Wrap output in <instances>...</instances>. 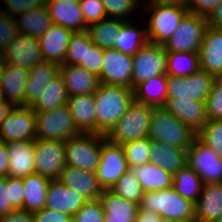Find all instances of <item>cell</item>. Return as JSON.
I'll use <instances>...</instances> for the list:
<instances>
[{"mask_svg": "<svg viewBox=\"0 0 222 222\" xmlns=\"http://www.w3.org/2000/svg\"><path fill=\"white\" fill-rule=\"evenodd\" d=\"M19 35L39 39L53 24L47 6L35 8L14 17Z\"/></svg>", "mask_w": 222, "mask_h": 222, "instance_id": "32", "label": "cell"}, {"mask_svg": "<svg viewBox=\"0 0 222 222\" xmlns=\"http://www.w3.org/2000/svg\"><path fill=\"white\" fill-rule=\"evenodd\" d=\"M9 169V150L6 143L0 142V176L7 177Z\"/></svg>", "mask_w": 222, "mask_h": 222, "instance_id": "56", "label": "cell"}, {"mask_svg": "<svg viewBox=\"0 0 222 222\" xmlns=\"http://www.w3.org/2000/svg\"><path fill=\"white\" fill-rule=\"evenodd\" d=\"M197 138L222 159V120H210L197 133Z\"/></svg>", "mask_w": 222, "mask_h": 222, "instance_id": "44", "label": "cell"}, {"mask_svg": "<svg viewBox=\"0 0 222 222\" xmlns=\"http://www.w3.org/2000/svg\"><path fill=\"white\" fill-rule=\"evenodd\" d=\"M18 35L15 19L0 11V51L3 52Z\"/></svg>", "mask_w": 222, "mask_h": 222, "instance_id": "49", "label": "cell"}, {"mask_svg": "<svg viewBox=\"0 0 222 222\" xmlns=\"http://www.w3.org/2000/svg\"><path fill=\"white\" fill-rule=\"evenodd\" d=\"M147 1H146V3L177 6V7H186V0H147Z\"/></svg>", "mask_w": 222, "mask_h": 222, "instance_id": "60", "label": "cell"}, {"mask_svg": "<svg viewBox=\"0 0 222 222\" xmlns=\"http://www.w3.org/2000/svg\"><path fill=\"white\" fill-rule=\"evenodd\" d=\"M13 108L14 106L12 104L8 103L7 101H5L3 98L0 97V128L2 122L10 114Z\"/></svg>", "mask_w": 222, "mask_h": 222, "instance_id": "59", "label": "cell"}, {"mask_svg": "<svg viewBox=\"0 0 222 222\" xmlns=\"http://www.w3.org/2000/svg\"><path fill=\"white\" fill-rule=\"evenodd\" d=\"M59 70L60 65L51 62H43L29 70L25 86V107H30L38 99L46 85L59 74Z\"/></svg>", "mask_w": 222, "mask_h": 222, "instance_id": "29", "label": "cell"}, {"mask_svg": "<svg viewBox=\"0 0 222 222\" xmlns=\"http://www.w3.org/2000/svg\"><path fill=\"white\" fill-rule=\"evenodd\" d=\"M151 143L152 140L149 137H145L122 144L128 167L139 166L149 162Z\"/></svg>", "mask_w": 222, "mask_h": 222, "instance_id": "41", "label": "cell"}, {"mask_svg": "<svg viewBox=\"0 0 222 222\" xmlns=\"http://www.w3.org/2000/svg\"><path fill=\"white\" fill-rule=\"evenodd\" d=\"M124 22L120 19L105 18L90 24L87 27V32L94 45L101 49L113 48Z\"/></svg>", "mask_w": 222, "mask_h": 222, "instance_id": "37", "label": "cell"}, {"mask_svg": "<svg viewBox=\"0 0 222 222\" xmlns=\"http://www.w3.org/2000/svg\"><path fill=\"white\" fill-rule=\"evenodd\" d=\"M215 79L202 69L186 77L167 75V97L206 102Z\"/></svg>", "mask_w": 222, "mask_h": 222, "instance_id": "9", "label": "cell"}, {"mask_svg": "<svg viewBox=\"0 0 222 222\" xmlns=\"http://www.w3.org/2000/svg\"><path fill=\"white\" fill-rule=\"evenodd\" d=\"M207 26V18L187 12L172 36L163 44L166 52L198 53Z\"/></svg>", "mask_w": 222, "mask_h": 222, "instance_id": "8", "label": "cell"}, {"mask_svg": "<svg viewBox=\"0 0 222 222\" xmlns=\"http://www.w3.org/2000/svg\"><path fill=\"white\" fill-rule=\"evenodd\" d=\"M6 188L8 189L9 202L15 210H23V181L22 178L6 177Z\"/></svg>", "mask_w": 222, "mask_h": 222, "instance_id": "50", "label": "cell"}, {"mask_svg": "<svg viewBox=\"0 0 222 222\" xmlns=\"http://www.w3.org/2000/svg\"><path fill=\"white\" fill-rule=\"evenodd\" d=\"M59 73L68 96L94 94L100 85L99 76L82 66L62 64Z\"/></svg>", "mask_w": 222, "mask_h": 222, "instance_id": "22", "label": "cell"}, {"mask_svg": "<svg viewBox=\"0 0 222 222\" xmlns=\"http://www.w3.org/2000/svg\"><path fill=\"white\" fill-rule=\"evenodd\" d=\"M128 170L122 145L112 143L105 138L102 142L100 161L95 171L99 186L103 190L111 189Z\"/></svg>", "mask_w": 222, "mask_h": 222, "instance_id": "11", "label": "cell"}, {"mask_svg": "<svg viewBox=\"0 0 222 222\" xmlns=\"http://www.w3.org/2000/svg\"><path fill=\"white\" fill-rule=\"evenodd\" d=\"M161 220L157 213L138 210L135 222H161Z\"/></svg>", "mask_w": 222, "mask_h": 222, "instance_id": "58", "label": "cell"}, {"mask_svg": "<svg viewBox=\"0 0 222 222\" xmlns=\"http://www.w3.org/2000/svg\"><path fill=\"white\" fill-rule=\"evenodd\" d=\"M99 199L103 207L105 220L136 219L138 204L120 197L110 189L103 190Z\"/></svg>", "mask_w": 222, "mask_h": 222, "instance_id": "34", "label": "cell"}, {"mask_svg": "<svg viewBox=\"0 0 222 222\" xmlns=\"http://www.w3.org/2000/svg\"><path fill=\"white\" fill-rule=\"evenodd\" d=\"M158 75H167V52L163 45L148 42L133 55L132 89Z\"/></svg>", "mask_w": 222, "mask_h": 222, "instance_id": "10", "label": "cell"}, {"mask_svg": "<svg viewBox=\"0 0 222 222\" xmlns=\"http://www.w3.org/2000/svg\"><path fill=\"white\" fill-rule=\"evenodd\" d=\"M222 215V183L204 184L195 202V222H214Z\"/></svg>", "mask_w": 222, "mask_h": 222, "instance_id": "26", "label": "cell"}, {"mask_svg": "<svg viewBox=\"0 0 222 222\" xmlns=\"http://www.w3.org/2000/svg\"><path fill=\"white\" fill-rule=\"evenodd\" d=\"M143 0L145 10L149 12L148 23L146 24L148 41L153 44L163 45L172 36L179 26L183 16L188 12L186 7H177L169 5H159L146 3Z\"/></svg>", "mask_w": 222, "mask_h": 222, "instance_id": "5", "label": "cell"}, {"mask_svg": "<svg viewBox=\"0 0 222 222\" xmlns=\"http://www.w3.org/2000/svg\"><path fill=\"white\" fill-rule=\"evenodd\" d=\"M200 69L222 76V29L207 26L198 51Z\"/></svg>", "mask_w": 222, "mask_h": 222, "instance_id": "19", "label": "cell"}, {"mask_svg": "<svg viewBox=\"0 0 222 222\" xmlns=\"http://www.w3.org/2000/svg\"><path fill=\"white\" fill-rule=\"evenodd\" d=\"M138 210L157 213L162 219L195 221V203L182 197L173 187L145 192Z\"/></svg>", "mask_w": 222, "mask_h": 222, "instance_id": "2", "label": "cell"}, {"mask_svg": "<svg viewBox=\"0 0 222 222\" xmlns=\"http://www.w3.org/2000/svg\"><path fill=\"white\" fill-rule=\"evenodd\" d=\"M208 121L222 120V79L217 77L205 102Z\"/></svg>", "mask_w": 222, "mask_h": 222, "instance_id": "45", "label": "cell"}, {"mask_svg": "<svg viewBox=\"0 0 222 222\" xmlns=\"http://www.w3.org/2000/svg\"><path fill=\"white\" fill-rule=\"evenodd\" d=\"M133 55L123 54L117 49H104L100 83L132 89Z\"/></svg>", "mask_w": 222, "mask_h": 222, "instance_id": "14", "label": "cell"}, {"mask_svg": "<svg viewBox=\"0 0 222 222\" xmlns=\"http://www.w3.org/2000/svg\"><path fill=\"white\" fill-rule=\"evenodd\" d=\"M72 33V30L61 25H51L38 39L44 62L64 64L67 46Z\"/></svg>", "mask_w": 222, "mask_h": 222, "instance_id": "21", "label": "cell"}, {"mask_svg": "<svg viewBox=\"0 0 222 222\" xmlns=\"http://www.w3.org/2000/svg\"><path fill=\"white\" fill-rule=\"evenodd\" d=\"M69 96L60 73L45 87L38 99L30 106L34 112L53 110L67 104Z\"/></svg>", "mask_w": 222, "mask_h": 222, "instance_id": "35", "label": "cell"}, {"mask_svg": "<svg viewBox=\"0 0 222 222\" xmlns=\"http://www.w3.org/2000/svg\"><path fill=\"white\" fill-rule=\"evenodd\" d=\"M153 106L133 101L126 113L105 135L115 144H124L149 136L150 120Z\"/></svg>", "mask_w": 222, "mask_h": 222, "instance_id": "4", "label": "cell"}, {"mask_svg": "<svg viewBox=\"0 0 222 222\" xmlns=\"http://www.w3.org/2000/svg\"><path fill=\"white\" fill-rule=\"evenodd\" d=\"M47 1H56V2H60V1H75V2H79L80 0H47Z\"/></svg>", "mask_w": 222, "mask_h": 222, "instance_id": "63", "label": "cell"}, {"mask_svg": "<svg viewBox=\"0 0 222 222\" xmlns=\"http://www.w3.org/2000/svg\"><path fill=\"white\" fill-rule=\"evenodd\" d=\"M46 6L53 24L61 25L73 32L87 31L79 2L47 1Z\"/></svg>", "mask_w": 222, "mask_h": 222, "instance_id": "27", "label": "cell"}, {"mask_svg": "<svg viewBox=\"0 0 222 222\" xmlns=\"http://www.w3.org/2000/svg\"><path fill=\"white\" fill-rule=\"evenodd\" d=\"M79 6L87 27L107 18L102 0H80Z\"/></svg>", "mask_w": 222, "mask_h": 222, "instance_id": "47", "label": "cell"}, {"mask_svg": "<svg viewBox=\"0 0 222 222\" xmlns=\"http://www.w3.org/2000/svg\"><path fill=\"white\" fill-rule=\"evenodd\" d=\"M3 2L6 9L0 11L14 18L29 10L46 6L47 0H3Z\"/></svg>", "mask_w": 222, "mask_h": 222, "instance_id": "48", "label": "cell"}, {"mask_svg": "<svg viewBox=\"0 0 222 222\" xmlns=\"http://www.w3.org/2000/svg\"><path fill=\"white\" fill-rule=\"evenodd\" d=\"M105 222H135V220H105Z\"/></svg>", "mask_w": 222, "mask_h": 222, "instance_id": "62", "label": "cell"}, {"mask_svg": "<svg viewBox=\"0 0 222 222\" xmlns=\"http://www.w3.org/2000/svg\"><path fill=\"white\" fill-rule=\"evenodd\" d=\"M222 0H186L188 12L208 18Z\"/></svg>", "mask_w": 222, "mask_h": 222, "instance_id": "52", "label": "cell"}, {"mask_svg": "<svg viewBox=\"0 0 222 222\" xmlns=\"http://www.w3.org/2000/svg\"><path fill=\"white\" fill-rule=\"evenodd\" d=\"M72 222H105L100 199L88 200L73 216Z\"/></svg>", "mask_w": 222, "mask_h": 222, "instance_id": "46", "label": "cell"}, {"mask_svg": "<svg viewBox=\"0 0 222 222\" xmlns=\"http://www.w3.org/2000/svg\"><path fill=\"white\" fill-rule=\"evenodd\" d=\"M2 62L9 65L32 69L44 62L39 40L25 35H18L2 52Z\"/></svg>", "mask_w": 222, "mask_h": 222, "instance_id": "16", "label": "cell"}, {"mask_svg": "<svg viewBox=\"0 0 222 222\" xmlns=\"http://www.w3.org/2000/svg\"><path fill=\"white\" fill-rule=\"evenodd\" d=\"M129 171L137 178L144 193L156 192L172 187L173 175L151 162L139 166H131Z\"/></svg>", "mask_w": 222, "mask_h": 222, "instance_id": "30", "label": "cell"}, {"mask_svg": "<svg viewBox=\"0 0 222 222\" xmlns=\"http://www.w3.org/2000/svg\"><path fill=\"white\" fill-rule=\"evenodd\" d=\"M35 173L51 180L59 179L66 166L65 142L58 140H34Z\"/></svg>", "mask_w": 222, "mask_h": 222, "instance_id": "12", "label": "cell"}, {"mask_svg": "<svg viewBox=\"0 0 222 222\" xmlns=\"http://www.w3.org/2000/svg\"><path fill=\"white\" fill-rule=\"evenodd\" d=\"M132 21H125L122 24L121 31L113 47L123 54L128 55H134L149 42L146 27H138L139 25L134 24V20Z\"/></svg>", "mask_w": 222, "mask_h": 222, "instance_id": "36", "label": "cell"}, {"mask_svg": "<svg viewBox=\"0 0 222 222\" xmlns=\"http://www.w3.org/2000/svg\"><path fill=\"white\" fill-rule=\"evenodd\" d=\"M103 52L104 49L97 45L86 47L85 65L83 67L99 76L103 65Z\"/></svg>", "mask_w": 222, "mask_h": 222, "instance_id": "51", "label": "cell"}, {"mask_svg": "<svg viewBox=\"0 0 222 222\" xmlns=\"http://www.w3.org/2000/svg\"><path fill=\"white\" fill-rule=\"evenodd\" d=\"M34 113L37 139L66 142L81 134L74 124L67 104L53 110Z\"/></svg>", "mask_w": 222, "mask_h": 222, "instance_id": "6", "label": "cell"}, {"mask_svg": "<svg viewBox=\"0 0 222 222\" xmlns=\"http://www.w3.org/2000/svg\"><path fill=\"white\" fill-rule=\"evenodd\" d=\"M187 165L204 184L222 183V159L197 137L187 150Z\"/></svg>", "mask_w": 222, "mask_h": 222, "instance_id": "13", "label": "cell"}, {"mask_svg": "<svg viewBox=\"0 0 222 222\" xmlns=\"http://www.w3.org/2000/svg\"><path fill=\"white\" fill-rule=\"evenodd\" d=\"M23 210L35 213L42 210L46 203V194L51 179L34 173L22 178Z\"/></svg>", "mask_w": 222, "mask_h": 222, "instance_id": "31", "label": "cell"}, {"mask_svg": "<svg viewBox=\"0 0 222 222\" xmlns=\"http://www.w3.org/2000/svg\"><path fill=\"white\" fill-rule=\"evenodd\" d=\"M8 199L9 194L6 188V177L0 176V217L15 210Z\"/></svg>", "mask_w": 222, "mask_h": 222, "instance_id": "54", "label": "cell"}, {"mask_svg": "<svg viewBox=\"0 0 222 222\" xmlns=\"http://www.w3.org/2000/svg\"><path fill=\"white\" fill-rule=\"evenodd\" d=\"M0 222H34L33 213L18 209L0 217Z\"/></svg>", "mask_w": 222, "mask_h": 222, "instance_id": "55", "label": "cell"}, {"mask_svg": "<svg viewBox=\"0 0 222 222\" xmlns=\"http://www.w3.org/2000/svg\"><path fill=\"white\" fill-rule=\"evenodd\" d=\"M94 43L91 41L87 31L73 32L67 46L64 64L69 65H85L86 47H92Z\"/></svg>", "mask_w": 222, "mask_h": 222, "instance_id": "40", "label": "cell"}, {"mask_svg": "<svg viewBox=\"0 0 222 222\" xmlns=\"http://www.w3.org/2000/svg\"><path fill=\"white\" fill-rule=\"evenodd\" d=\"M142 0H102L107 18L131 21V14L140 7Z\"/></svg>", "mask_w": 222, "mask_h": 222, "instance_id": "43", "label": "cell"}, {"mask_svg": "<svg viewBox=\"0 0 222 222\" xmlns=\"http://www.w3.org/2000/svg\"><path fill=\"white\" fill-rule=\"evenodd\" d=\"M36 138L34 111L30 107H14L2 122L0 142L34 141Z\"/></svg>", "mask_w": 222, "mask_h": 222, "instance_id": "15", "label": "cell"}, {"mask_svg": "<svg viewBox=\"0 0 222 222\" xmlns=\"http://www.w3.org/2000/svg\"><path fill=\"white\" fill-rule=\"evenodd\" d=\"M9 150L8 176L24 178L35 173L34 141L6 142Z\"/></svg>", "mask_w": 222, "mask_h": 222, "instance_id": "24", "label": "cell"}, {"mask_svg": "<svg viewBox=\"0 0 222 222\" xmlns=\"http://www.w3.org/2000/svg\"><path fill=\"white\" fill-rule=\"evenodd\" d=\"M162 107L196 134L208 122L205 102L167 97Z\"/></svg>", "mask_w": 222, "mask_h": 222, "instance_id": "18", "label": "cell"}, {"mask_svg": "<svg viewBox=\"0 0 222 222\" xmlns=\"http://www.w3.org/2000/svg\"><path fill=\"white\" fill-rule=\"evenodd\" d=\"M63 185L82 194L87 200L99 199L103 189L99 186L96 173L66 165L58 179Z\"/></svg>", "mask_w": 222, "mask_h": 222, "instance_id": "23", "label": "cell"}, {"mask_svg": "<svg viewBox=\"0 0 222 222\" xmlns=\"http://www.w3.org/2000/svg\"><path fill=\"white\" fill-rule=\"evenodd\" d=\"M161 222H195V221L174 220V219H162Z\"/></svg>", "mask_w": 222, "mask_h": 222, "instance_id": "61", "label": "cell"}, {"mask_svg": "<svg viewBox=\"0 0 222 222\" xmlns=\"http://www.w3.org/2000/svg\"><path fill=\"white\" fill-rule=\"evenodd\" d=\"M110 190L120 197L136 204H139L144 194L139 181L129 170L122 175Z\"/></svg>", "mask_w": 222, "mask_h": 222, "instance_id": "42", "label": "cell"}, {"mask_svg": "<svg viewBox=\"0 0 222 222\" xmlns=\"http://www.w3.org/2000/svg\"><path fill=\"white\" fill-rule=\"evenodd\" d=\"M0 64H2V52L0 51Z\"/></svg>", "mask_w": 222, "mask_h": 222, "instance_id": "65", "label": "cell"}, {"mask_svg": "<svg viewBox=\"0 0 222 222\" xmlns=\"http://www.w3.org/2000/svg\"><path fill=\"white\" fill-rule=\"evenodd\" d=\"M134 100L153 107H162L167 98V75H158L133 88Z\"/></svg>", "mask_w": 222, "mask_h": 222, "instance_id": "33", "label": "cell"}, {"mask_svg": "<svg viewBox=\"0 0 222 222\" xmlns=\"http://www.w3.org/2000/svg\"><path fill=\"white\" fill-rule=\"evenodd\" d=\"M96 134L106 135L134 101L133 89L100 83L95 91Z\"/></svg>", "mask_w": 222, "mask_h": 222, "instance_id": "1", "label": "cell"}, {"mask_svg": "<svg viewBox=\"0 0 222 222\" xmlns=\"http://www.w3.org/2000/svg\"><path fill=\"white\" fill-rule=\"evenodd\" d=\"M203 185L200 176L188 165L173 175L172 187L182 197L194 203L199 198Z\"/></svg>", "mask_w": 222, "mask_h": 222, "instance_id": "38", "label": "cell"}, {"mask_svg": "<svg viewBox=\"0 0 222 222\" xmlns=\"http://www.w3.org/2000/svg\"><path fill=\"white\" fill-rule=\"evenodd\" d=\"M87 201L82 194L55 179L49 183L45 207L67 213L72 217Z\"/></svg>", "mask_w": 222, "mask_h": 222, "instance_id": "20", "label": "cell"}, {"mask_svg": "<svg viewBox=\"0 0 222 222\" xmlns=\"http://www.w3.org/2000/svg\"><path fill=\"white\" fill-rule=\"evenodd\" d=\"M67 105L80 133L96 134V107L93 94L69 96Z\"/></svg>", "mask_w": 222, "mask_h": 222, "instance_id": "25", "label": "cell"}, {"mask_svg": "<svg viewBox=\"0 0 222 222\" xmlns=\"http://www.w3.org/2000/svg\"><path fill=\"white\" fill-rule=\"evenodd\" d=\"M105 135L84 134L65 142L66 165L95 172L100 161L102 142Z\"/></svg>", "mask_w": 222, "mask_h": 222, "instance_id": "7", "label": "cell"}, {"mask_svg": "<svg viewBox=\"0 0 222 222\" xmlns=\"http://www.w3.org/2000/svg\"><path fill=\"white\" fill-rule=\"evenodd\" d=\"M199 69L198 53L167 52V75L186 77Z\"/></svg>", "mask_w": 222, "mask_h": 222, "instance_id": "39", "label": "cell"}, {"mask_svg": "<svg viewBox=\"0 0 222 222\" xmlns=\"http://www.w3.org/2000/svg\"><path fill=\"white\" fill-rule=\"evenodd\" d=\"M34 222H72V217L67 213L55 211L44 207L42 210L33 213Z\"/></svg>", "mask_w": 222, "mask_h": 222, "instance_id": "53", "label": "cell"}, {"mask_svg": "<svg viewBox=\"0 0 222 222\" xmlns=\"http://www.w3.org/2000/svg\"><path fill=\"white\" fill-rule=\"evenodd\" d=\"M150 153L149 162L172 175L187 165V151L164 142L152 141Z\"/></svg>", "mask_w": 222, "mask_h": 222, "instance_id": "28", "label": "cell"}, {"mask_svg": "<svg viewBox=\"0 0 222 222\" xmlns=\"http://www.w3.org/2000/svg\"><path fill=\"white\" fill-rule=\"evenodd\" d=\"M214 222H222V215L217 220H215Z\"/></svg>", "mask_w": 222, "mask_h": 222, "instance_id": "64", "label": "cell"}, {"mask_svg": "<svg viewBox=\"0 0 222 222\" xmlns=\"http://www.w3.org/2000/svg\"><path fill=\"white\" fill-rule=\"evenodd\" d=\"M207 23L211 27L222 29V1L207 18Z\"/></svg>", "mask_w": 222, "mask_h": 222, "instance_id": "57", "label": "cell"}, {"mask_svg": "<svg viewBox=\"0 0 222 222\" xmlns=\"http://www.w3.org/2000/svg\"><path fill=\"white\" fill-rule=\"evenodd\" d=\"M148 137L187 151L197 134L163 107H154Z\"/></svg>", "mask_w": 222, "mask_h": 222, "instance_id": "3", "label": "cell"}, {"mask_svg": "<svg viewBox=\"0 0 222 222\" xmlns=\"http://www.w3.org/2000/svg\"><path fill=\"white\" fill-rule=\"evenodd\" d=\"M28 69L3 63L0 66V97L14 107H25Z\"/></svg>", "mask_w": 222, "mask_h": 222, "instance_id": "17", "label": "cell"}]
</instances>
